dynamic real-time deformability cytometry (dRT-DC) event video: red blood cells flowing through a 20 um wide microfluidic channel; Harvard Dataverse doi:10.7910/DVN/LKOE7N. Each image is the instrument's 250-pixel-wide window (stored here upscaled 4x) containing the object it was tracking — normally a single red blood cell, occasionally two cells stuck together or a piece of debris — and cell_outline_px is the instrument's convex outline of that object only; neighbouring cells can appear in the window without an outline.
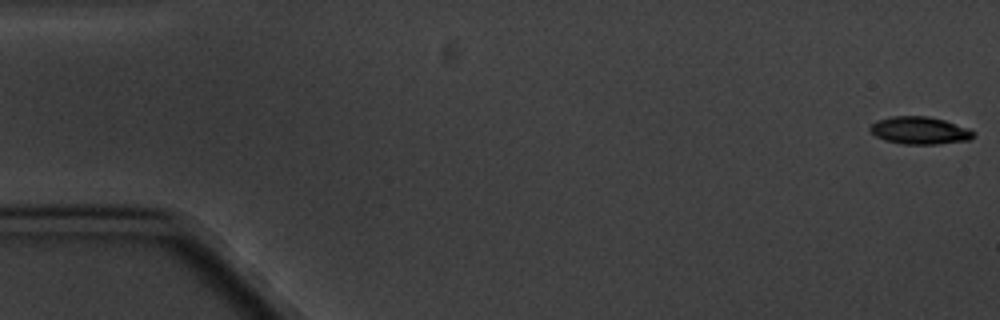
{"species": "common noctule bat (a hibernating species)", "species_latin": "Nyctalus noctula", "temperature_condition": "cold", "stored_images_in_passage": 8, "camera_frame_rate_fps": 3000, "um_per_image_px": 0.085, "animal": {"sex": "male", "body_mass_g": 20.1, "forearm_length_mm": 53.5}, "frame": {"image": 1, "passage_image": 1, "time_ms": 0.0, "image_size_px": [1000, 320], "cell_outline_px": [[976, 136], [968, 140], [936, 144], [904, 144], [884, 140], [876, 136], [868, 128], [876, 120], [892, 116], [928, 116], [944, 120], [968, 128], [976, 132]], "centroid_in_image_um": [78.18, 11.09], "position_along_channel_um": 6.8, "area_um2": 16.59}}
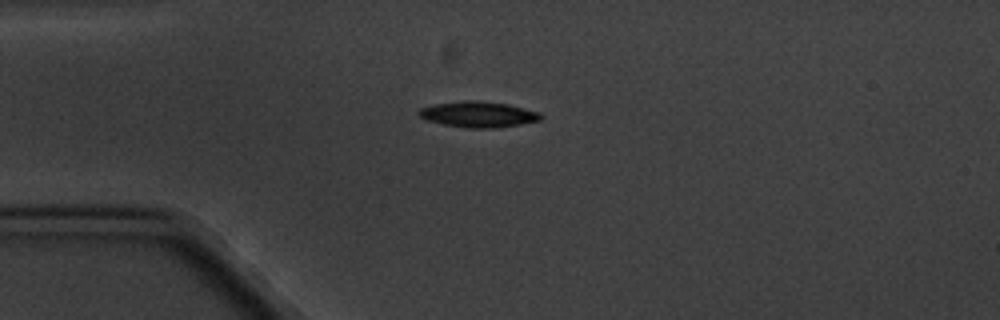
{"frame": {"image": 2, "passage_image": 5, "time_ms": 4.667, "image_size_px": [1000, 320], "cell_outline_px": [[544, 116], [540, 120], [520, 124], [496, 128], [468, 128], [444, 124], [424, 120], [416, 112], [420, 108], [436, 104], [464, 100], [472, 100], [508, 104], [540, 112]], "centroid_in_image_um": [40.65, 9.72], "position_along_channel_um": 44.3, "area_um2": 18.32}}